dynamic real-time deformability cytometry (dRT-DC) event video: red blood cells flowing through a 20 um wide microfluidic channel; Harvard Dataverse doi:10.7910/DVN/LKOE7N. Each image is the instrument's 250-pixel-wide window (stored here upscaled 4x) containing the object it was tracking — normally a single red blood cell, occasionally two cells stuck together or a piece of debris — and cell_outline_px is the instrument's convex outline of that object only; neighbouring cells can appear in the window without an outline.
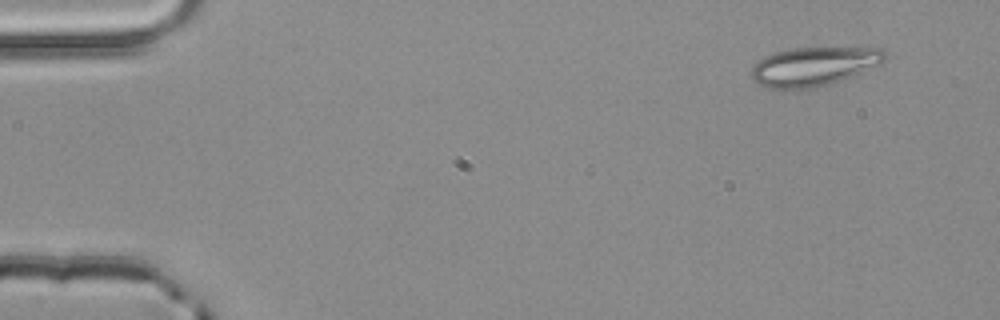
{"species": "common noctule bat (a hibernating species)", "species_latin": "Nyctalus noctula", "temperature_condition": "room temperature", "stored_images_in_passage": 3, "camera_frame_rate_fps": 3000, "um_per_image_px": 0.085, "animal": {"sex": "male", "body_mass_g": 20.4}, "frame": {"image": 1, "passage_image": 1, "time_ms": 0.0, "image_size_px": [1000, 320], "cell_outline_px": [[884, 60], [880, 64], [840, 80], [828, 84], [812, 88], [764, 88], [752, 80], [752, 64], [764, 56], [776, 52], [792, 48], [880, 48], [884, 52]], "centroid_in_image_um": [69.09, 5.64], "position_along_channel_um": 15.9, "area_um2": 29.82}}